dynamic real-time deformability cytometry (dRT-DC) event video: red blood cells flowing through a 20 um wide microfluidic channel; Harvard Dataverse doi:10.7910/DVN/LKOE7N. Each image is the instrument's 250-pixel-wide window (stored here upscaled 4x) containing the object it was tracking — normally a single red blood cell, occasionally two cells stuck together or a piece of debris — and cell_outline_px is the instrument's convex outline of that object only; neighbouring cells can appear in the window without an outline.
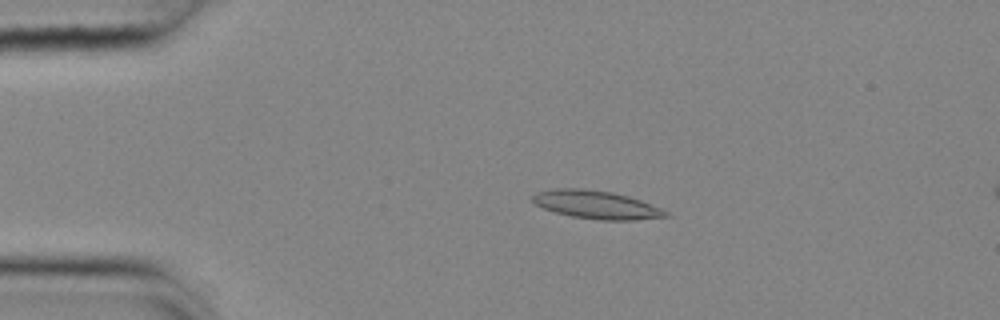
{"species": "common noctule bat (a hibernating species)", "species_latin": "Nyctalus noctula", "temperature_condition": "cold", "stored_images_in_passage": 55, "camera_frame_rate_fps": 3000, "um_per_image_px": 0.085, "animal": {"sex": "female", "body_mass_g": 25.1}, "frame": {"image": 1, "passage_image": 12, "time_ms": 3.667, "image_size_px": [1000, 320], "cell_outline_px": [[672, 216], [636, 220], [600, 220], [572, 216], [556, 212], [544, 208], [536, 204], [532, 200], [532, 196], [536, 192], [552, 188], [584, 188], [612, 192], [628, 196], [640, 200], [660, 208], [668, 212]], "centroid_in_image_um": [50.69, 17.39], "position_along_channel_um": 34.3, "area_um2": 21.85}}
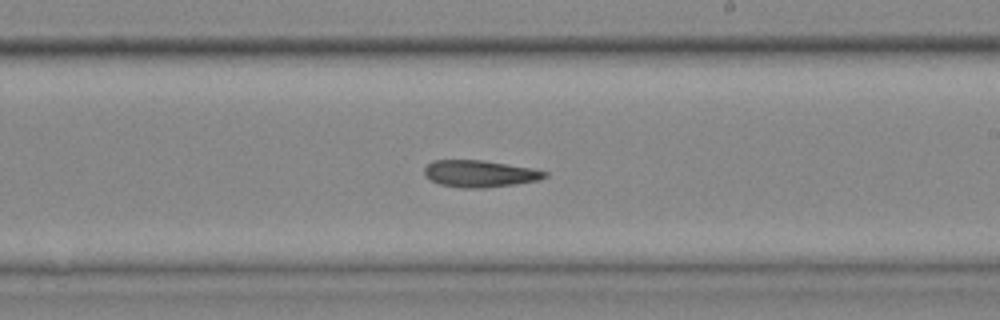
{"frame": {"image": 2, "passage_image": 33, "time_ms": 10.667, "image_size_px": [1000, 320], "cell_outline_px": [[548, 176], [540, 180], [516, 184], [484, 188], [460, 188], [440, 184], [424, 176], [424, 168], [432, 160], [484, 160], [532, 168], [548, 172]], "centroid_in_image_um": [40.79, 14.76], "position_along_channel_um": 248.2, "area_um2": 19.02}}
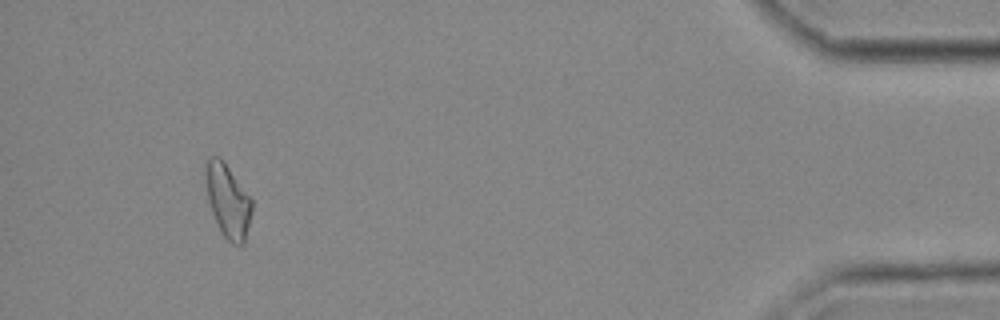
{"frame": {"image": 3, "passage_image": 52, "time_ms": 17.0, "image_size_px": [1000, 320], "cell_outline_px": [[252, 212], [244, 244], [232, 244], [220, 232], [212, 212], [208, 200], [204, 176], [204, 160], [212, 156], [220, 156], [252, 200]], "centroid_in_image_um": [19.33, 17.04], "position_along_channel_um": 415.9, "area_um2": 19.88}, "authors_computed_cell_mechanics": {"area_um2": 19.4786, "velocity_mm_per_s": 3.6759, "shape_relaxation_time_tau1_ms": null, "shape_relaxation_time_tau2_ms": 3.4586, "deformation_change_tau1": null, "deformation_change_tau2": 0.1185}}